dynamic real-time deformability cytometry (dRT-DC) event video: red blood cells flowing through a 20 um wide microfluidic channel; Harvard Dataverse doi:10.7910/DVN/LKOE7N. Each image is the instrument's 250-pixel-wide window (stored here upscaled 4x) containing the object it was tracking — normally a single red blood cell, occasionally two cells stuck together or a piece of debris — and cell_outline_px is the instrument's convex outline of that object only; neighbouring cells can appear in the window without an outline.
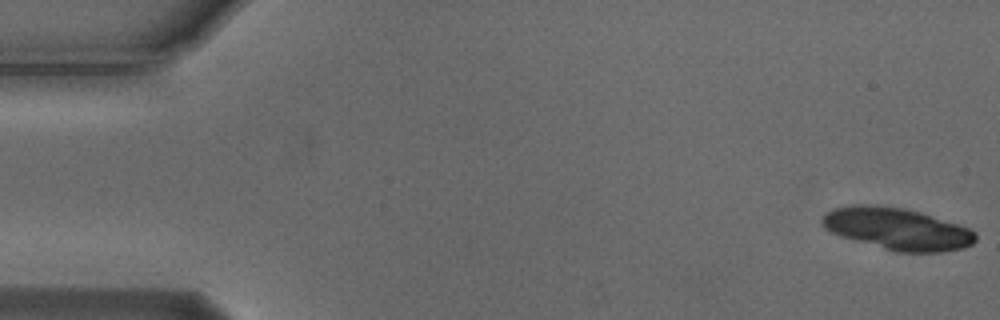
{"species": "Egyptian fruit bat (a non-hibernating species)", "species_latin": "Rousettus aegyptiacus", "temperature_condition": "cold", "stored_images_in_passage": 55, "camera_frame_rate_fps": 3000, "um_per_image_px": 0.085, "animal": {"sex": "male"}, "frame": {"image": 1, "passage_image": 1, "time_ms": 0.0, "image_size_px": [1000, 320], "cell_outline_px": [[976, 240], [972, 244], [964, 248], [940, 252], [896, 252], [840, 236], [824, 228], [820, 224], [820, 220], [832, 208], [852, 204], [876, 204], [904, 208], [920, 212], [968, 228], [976, 232]], "centroid_in_image_um": [76.23, 19.44], "position_along_channel_um": 8.8, "area_um2": 37.51}}
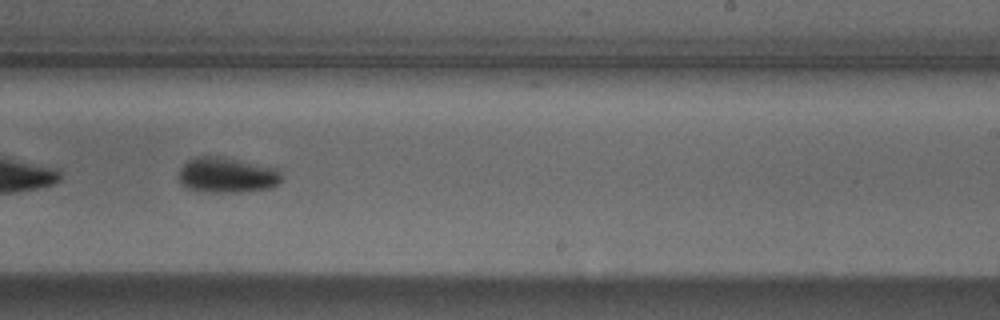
{"frame": {"image": 2, "passage_image": 34, "time_ms": 11.0, "image_size_px": [1000, 320], "cell_outline_px": [[284, 176], [272, 188], [244, 192], [208, 192], [188, 188], [180, 184], [176, 176], [180, 168], [188, 160], [196, 156], [224, 156], [276, 168]], "centroid_in_image_um": [19.27, 14.88], "position_along_channel_um": 269.7, "area_um2": 21.62}}
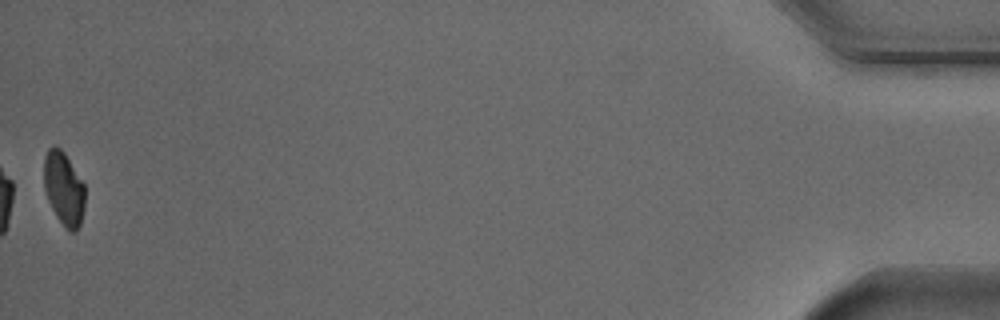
{"frame": {"image": 3, "passage_image": 55, "time_ms": 18.0, "image_size_px": [1000, 320], "cell_outline_px": [[84, 208], [80, 224], [76, 232], [72, 232], [56, 216], [48, 200], [44, 188], [44, 156], [48, 148], [60, 148], [64, 152], [84, 184]], "centroid_in_image_um": [5.42, 16.02], "position_along_channel_um": 429.8, "area_um2": 17.22}, "authors_computed_cell_mechanics": {"area_um2": 21.5016, "velocity_mm_per_s": 3.7161, "shape_relaxation_time_tau1_ms": 2.8106, "shape_relaxation_time_tau2_ms": null, "deformation_change_tau1": 0.0936, "deformation_change_tau2": null}}